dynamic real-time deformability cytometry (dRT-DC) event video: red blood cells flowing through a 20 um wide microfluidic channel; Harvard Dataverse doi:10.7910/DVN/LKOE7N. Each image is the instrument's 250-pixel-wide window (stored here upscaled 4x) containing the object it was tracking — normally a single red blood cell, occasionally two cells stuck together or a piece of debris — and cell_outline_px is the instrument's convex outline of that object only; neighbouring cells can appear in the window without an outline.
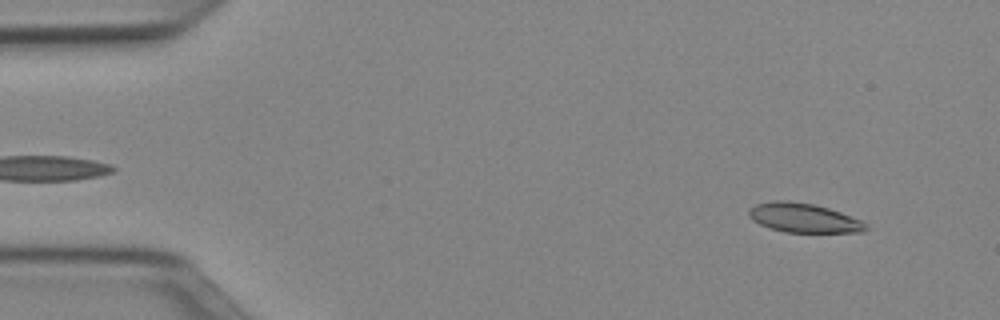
{"species": "Egyptian fruit bat (a non-hibernating species)", "species_latin": "Rousettus aegyptiacus", "temperature_condition": "cold", "stored_images_in_passage": 50, "camera_frame_rate_fps": 3000, "um_per_image_px": 0.085, "animal": {"sex": "female"}, "frame": {"image": 1, "passage_image": 4, "time_ms": 1.0, "image_size_px": [1000, 320], "cell_outline_px": [[868, 228], [864, 232], [784, 232], [760, 224], [752, 220], [748, 216], [748, 208], [756, 204], [772, 200], [788, 200], [812, 204], [828, 208], [840, 212], [860, 220], [868, 224]], "centroid_in_image_um": [68.29, 18.51], "position_along_channel_um": 16.7, "area_um2": 19.94}}
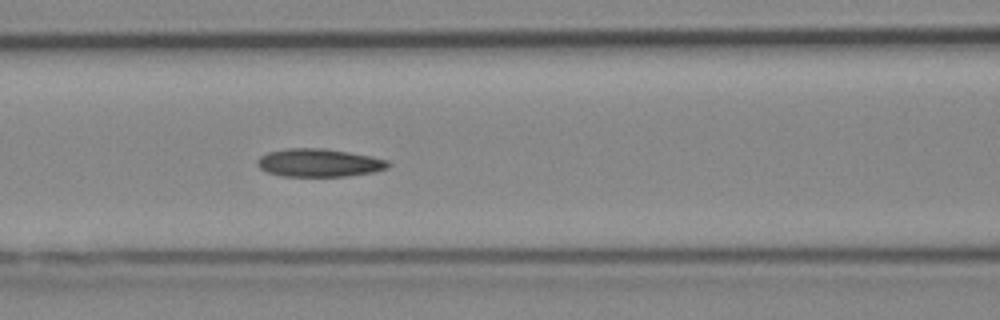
{"frame": {"image": 2, "passage_image": 21, "time_ms": 6.667, "image_size_px": [1000, 320], "cell_outline_px": [[392, 164], [388, 168], [372, 172], [348, 176], [280, 176], [268, 172], [260, 168], [256, 164], [256, 160], [260, 156], [268, 152], [288, 148], [324, 148], [372, 156], [388, 160]], "centroid_in_image_um": [27.12, 13.83], "position_along_channel_um": 139.5, "area_um2": 21.5}}
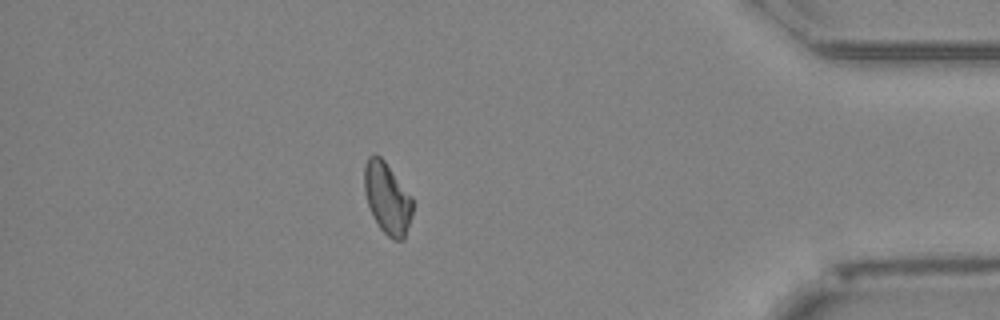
{"frame": {"image": 3, "passage_image": 44, "time_ms": 14.333, "image_size_px": [1000, 320], "cell_outline_px": [[412, 212], [404, 240], [392, 240], [380, 228], [368, 204], [364, 192], [364, 164], [368, 156], [376, 152], [384, 160], [412, 196]], "centroid_in_image_um": [32.9, 16.81], "position_along_channel_um": 402.3, "area_um2": 20.06}, "authors_computed_cell_mechanics": {"area_um2": 20.6346, "velocity_mm_per_s": 3.966, "shape_relaxation_time_tau1_ms": 4.1263, "shape_relaxation_time_tau2_ms": 6.073, "deformation_change_tau1": 0.1368, "deformation_change_tau2": 0.1414}}